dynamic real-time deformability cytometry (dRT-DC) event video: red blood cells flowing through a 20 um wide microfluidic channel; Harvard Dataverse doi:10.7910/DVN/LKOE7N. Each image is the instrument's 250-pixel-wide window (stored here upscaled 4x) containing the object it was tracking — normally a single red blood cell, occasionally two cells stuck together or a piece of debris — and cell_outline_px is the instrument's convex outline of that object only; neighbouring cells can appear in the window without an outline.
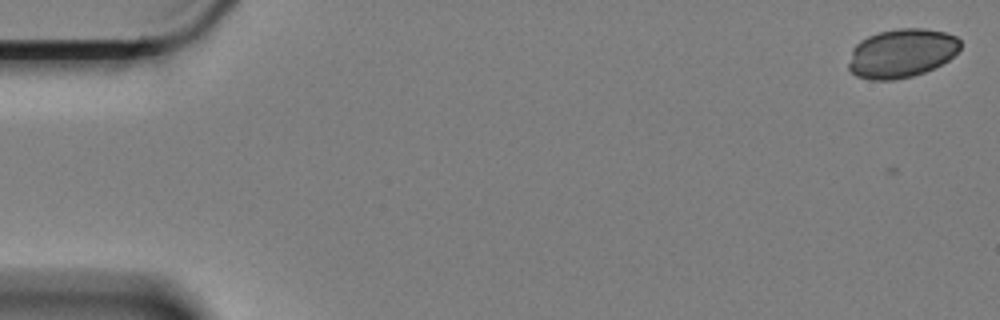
{"species": "Egyptian fruit bat (a non-hibernating species)", "species_latin": "Rousettus aegyptiacus", "temperature_condition": "cold", "stored_images_in_passage": 11, "camera_frame_rate_fps": 3000, "um_per_image_px": 0.085, "animal": {"sex": "female"}, "frame": {"image": 1, "passage_image": 1, "time_ms": 0.0, "image_size_px": [1000, 320], "cell_outline_px": [[960, 48], [948, 60], [924, 72], [912, 76], [892, 80], [872, 80], [856, 76], [848, 68], [848, 64], [852, 48], [860, 40], [868, 36], [880, 32], [896, 28], [924, 28], [944, 32], [956, 36], [960, 40]], "centroid_in_image_um": [76.61, 4.52], "position_along_channel_um": 8.4, "area_um2": 31.73}}
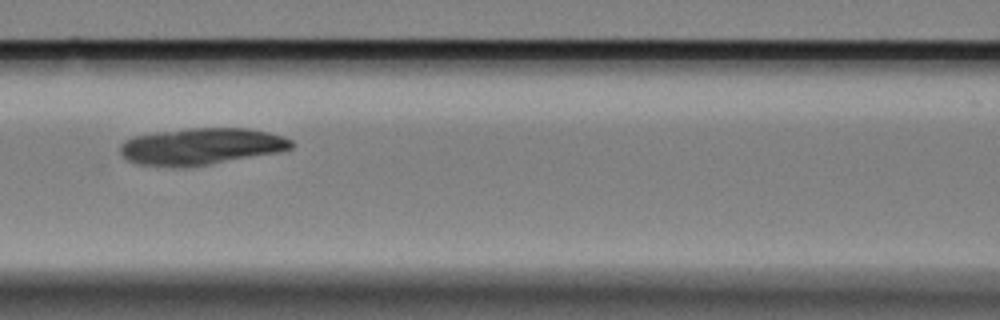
{"frame": {"image": 2, "passage_image": 7, "time_ms": 2.0, "image_size_px": [1000, 320], "cell_outline_px": [[296, 144], [292, 148], [280, 152], [212, 164], [184, 168], [172, 168], [136, 164], [128, 160], [120, 152], [120, 144], [124, 140], [132, 136], [156, 132], [188, 128], [248, 128], [268, 132], [284, 136], [292, 140]], "centroid_in_image_um": [17.1, 12.45], "position_along_channel_um": 149.5, "area_um2": 37.34}}
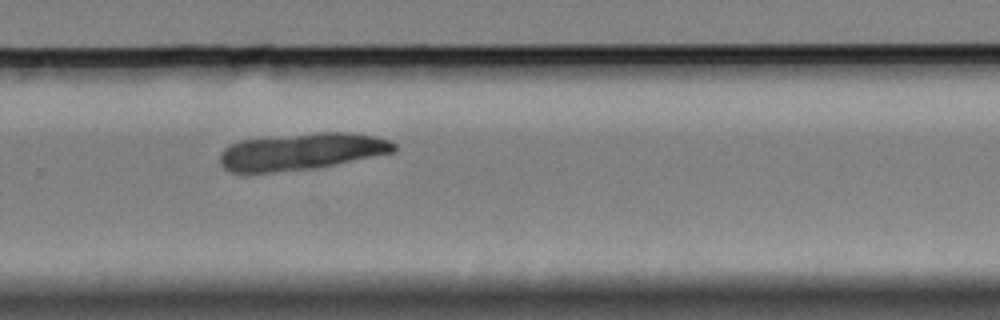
{"frame": {"image": 3, "passage_image": 11, "time_ms": 3.333, "image_size_px": [1000, 320], "cell_outline_px": [[396, 152], [316, 168], [272, 172], [232, 172], [224, 168], [220, 164], [220, 156], [224, 148], [240, 140], [316, 132], [348, 132], [376, 136], [388, 140], [396, 144]], "centroid_in_image_um": [25.66, 12.87], "position_along_channel_um": 304.1, "area_um2": 37.34}}